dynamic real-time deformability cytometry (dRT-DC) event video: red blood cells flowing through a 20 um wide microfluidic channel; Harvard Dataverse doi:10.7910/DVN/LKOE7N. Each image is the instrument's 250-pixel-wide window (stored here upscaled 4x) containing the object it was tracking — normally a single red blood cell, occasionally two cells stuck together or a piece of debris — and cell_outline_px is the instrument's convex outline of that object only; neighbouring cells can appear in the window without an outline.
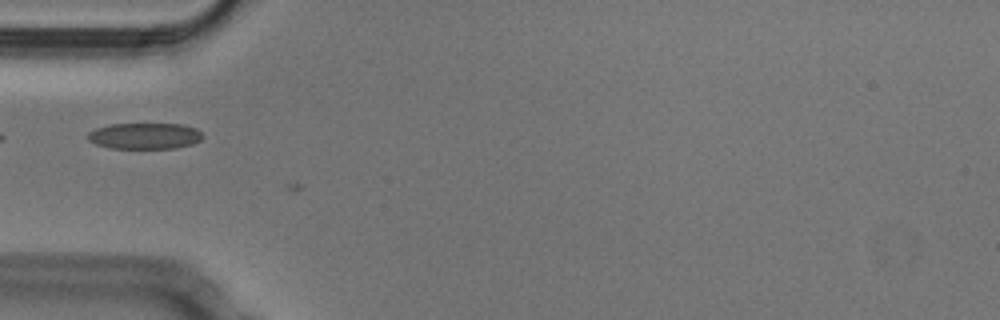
{"species": "Egyptian fruit bat (a non-hibernating species)", "species_latin": "Rousettus aegyptiacus", "temperature_condition": "cold", "stored_images_in_passage": 2, "camera_frame_rate_fps": 3000, "um_per_image_px": 0.085, "animal": {"sex": "male"}, "frame": {"image": 1, "passage_image": 1, "time_ms": 0.0, "image_size_px": [1000, 320], "cell_outline_px": [[204, 136], [200, 140], [192, 144], [176, 148], [112, 148], [96, 144], [88, 140], [88, 132], [96, 128], [112, 124], [184, 124], [196, 128]], "centroid_in_image_um": [12.32, 11.55], "position_along_channel_um": 72.7, "area_um2": 17.46}}